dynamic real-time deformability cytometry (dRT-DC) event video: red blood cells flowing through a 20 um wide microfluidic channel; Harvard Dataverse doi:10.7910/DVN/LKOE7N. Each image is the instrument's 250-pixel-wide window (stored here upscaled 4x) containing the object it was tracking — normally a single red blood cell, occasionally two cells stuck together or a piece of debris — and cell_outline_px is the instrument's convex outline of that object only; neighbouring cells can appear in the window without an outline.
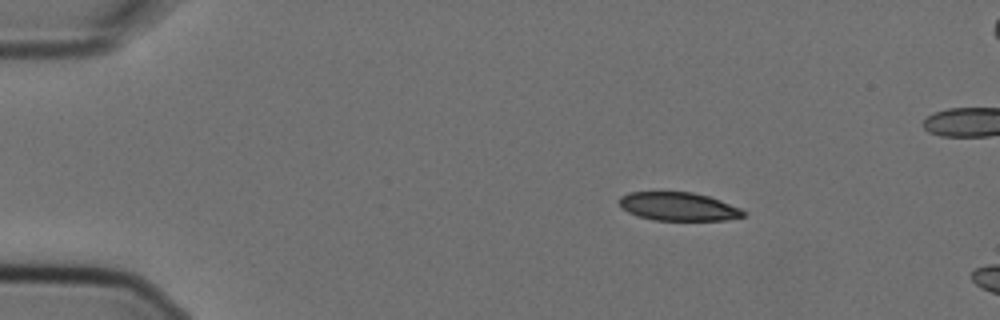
{"species": "Egyptian fruit bat (a non-hibernating species)", "species_latin": "Rousettus aegyptiacus", "temperature_condition": "cold", "stored_images_in_passage": 4, "camera_frame_rate_fps": 3000, "um_per_image_px": 0.085, "animal": {"sex": "female"}, "frame": {"image": 1, "passage_image": 2, "time_ms": 0.333, "image_size_px": [1000, 320], "cell_outline_px": [[748, 212], [744, 216], [728, 220], [652, 220], [628, 212], [620, 208], [620, 196], [628, 192], [692, 192], [708, 196], [720, 200], [740, 208]], "centroid_in_image_um": [57.67, 17.55], "position_along_channel_um": 27.3, "area_um2": 20.58}}